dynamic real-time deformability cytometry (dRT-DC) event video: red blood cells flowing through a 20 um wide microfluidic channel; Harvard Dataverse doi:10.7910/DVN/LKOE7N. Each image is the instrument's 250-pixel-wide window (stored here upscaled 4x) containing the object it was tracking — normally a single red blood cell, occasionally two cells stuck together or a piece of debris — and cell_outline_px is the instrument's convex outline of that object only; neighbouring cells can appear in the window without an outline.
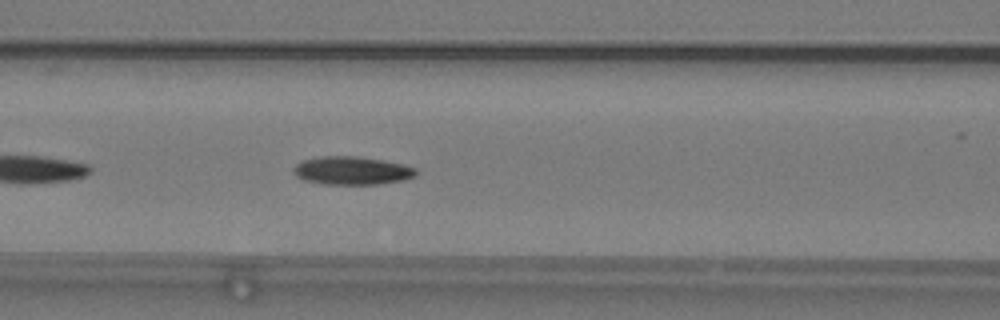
{"species": "common noctule bat (a hibernating species)", "species_latin": "Nyctalus noctula", "temperature_condition": "warm", "stored_images_in_passage": 38, "camera_frame_rate_fps": 3000, "um_per_image_px": 0.085, "animal": {"sex": "male", "body_mass_g": 19.2, "forearm_length_mm": 51.8}, "frame": {"image": 1, "passage_image": 8, "time_ms": 2.333, "image_size_px": [1000, 320], "cell_outline_px": [[420, 172], [416, 176], [404, 180], [376, 184], [324, 184], [304, 180], [296, 176], [292, 172], [292, 168], [300, 160], [320, 156], [356, 156], [384, 160], [404, 164], [416, 168]], "centroid_in_image_um": [29.92, 14.49], "position_along_channel_um": 136.7, "area_um2": 20.46}}
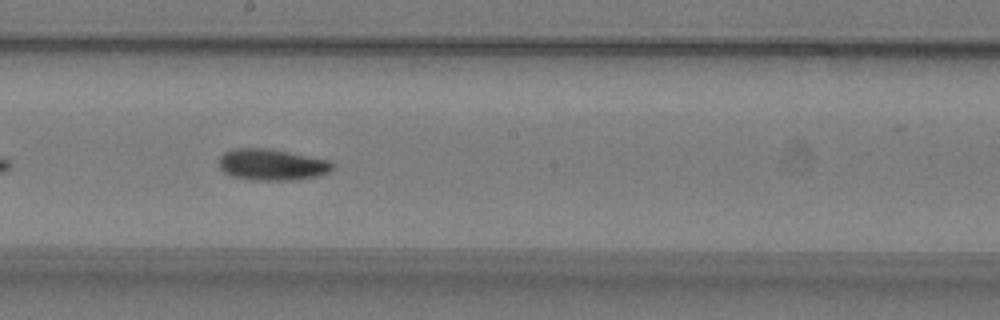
{"frame": {"image": 2, "passage_image": 15, "time_ms": 4.667, "image_size_px": [1000, 320], "cell_outline_px": [[332, 168], [328, 172], [316, 176], [292, 180], [252, 180], [228, 176], [220, 168], [220, 156], [224, 152], [232, 148], [264, 148], [328, 160], [332, 164]], "centroid_in_image_um": [23.03, 14.0], "position_along_channel_um": 225.2, "area_um2": 20.46}}
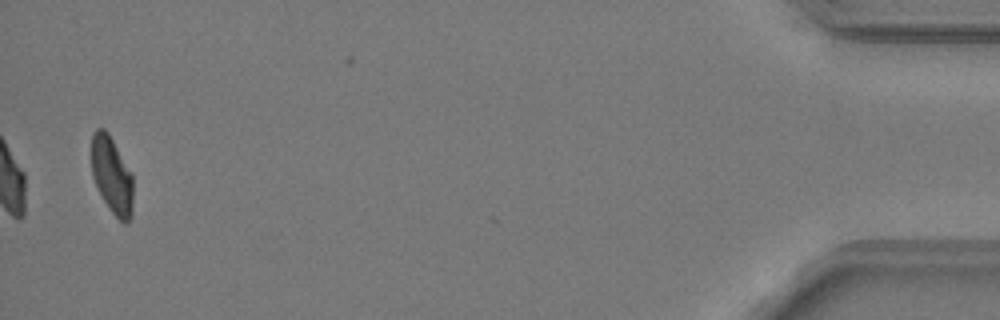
{"frame": {"image": 3, "passage_image": 38, "time_ms": 12.333, "image_size_px": [1000, 320], "cell_outline_px": [[132, 216], [124, 224], [112, 212], [104, 200], [92, 176], [92, 132], [96, 128], [104, 128], [108, 132], [132, 172]], "centroid_in_image_um": [9.51, 14.86], "position_along_channel_um": 425.7, "area_um2": 18.55}, "authors_computed_cell_mechanics": {"area_um2": 19.7965, "velocity_mm_per_s": 3.8015, "shape_relaxation_time_tau1_ms": 6.9328, "shape_relaxation_time_tau2_ms": 3.6683, "deformation_change_tau1": 0.148, "deformation_change_tau2": 0.085}}